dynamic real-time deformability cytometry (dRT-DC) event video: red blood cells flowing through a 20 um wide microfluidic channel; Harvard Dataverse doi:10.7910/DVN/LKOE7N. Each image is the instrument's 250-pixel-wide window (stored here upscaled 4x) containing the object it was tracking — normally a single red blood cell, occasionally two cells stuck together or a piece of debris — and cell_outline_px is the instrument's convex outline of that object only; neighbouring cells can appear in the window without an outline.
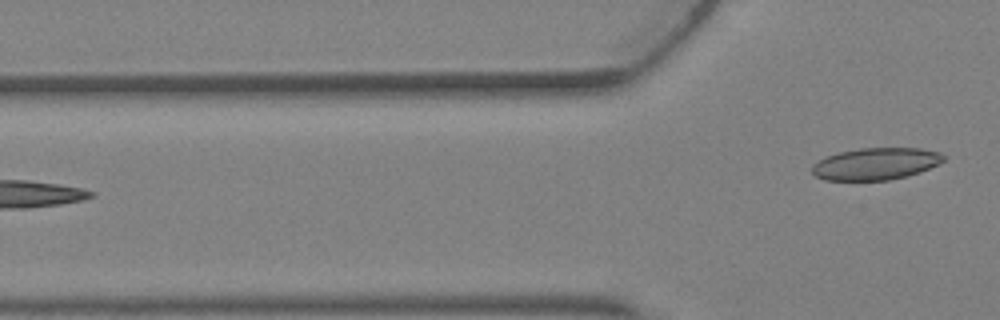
{"species": "Egyptian fruit bat (a non-hibernating species)", "species_latin": "Rousettus aegyptiacus", "temperature_condition": "warm", "stored_images_in_passage": 5, "camera_frame_rate_fps": 3000, "um_per_image_px": 0.085, "animal": {"sex": "female"}, "frame": {"image": 1, "passage_image": 5, "time_ms": 1.333, "image_size_px": [1000, 320], "cell_outline_px": [[944, 160], [920, 172], [888, 180], [824, 180], [816, 176], [812, 172], [812, 164], [824, 156], [840, 152], [860, 148], [920, 148], [940, 152], [944, 156]], "centroid_in_image_um": [74.39, 13.91], "position_along_channel_um": 51.4, "area_um2": 24.39}}